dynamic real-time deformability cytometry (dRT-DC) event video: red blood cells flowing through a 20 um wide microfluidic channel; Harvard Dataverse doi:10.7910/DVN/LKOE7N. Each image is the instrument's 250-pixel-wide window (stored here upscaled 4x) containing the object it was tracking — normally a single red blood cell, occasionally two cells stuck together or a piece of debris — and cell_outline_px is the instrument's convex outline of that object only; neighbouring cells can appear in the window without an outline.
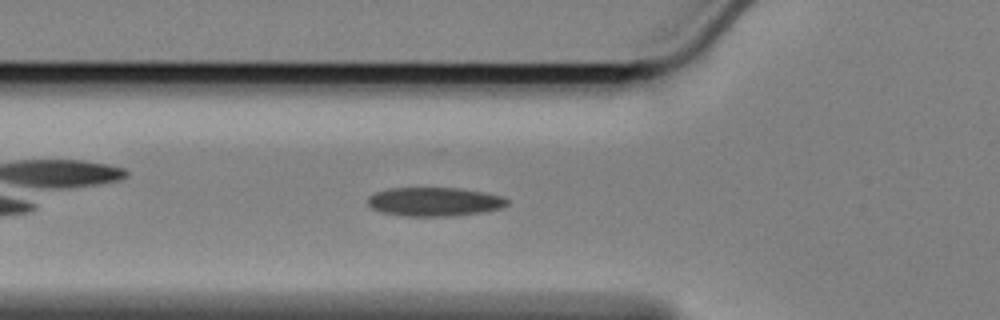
{"species": "Egyptian fruit bat (a non-hibernating species)", "species_latin": "Rousettus aegyptiacus", "temperature_condition": "cold", "stored_images_in_passage": 38, "camera_frame_rate_fps": 3000, "um_per_image_px": 0.085, "animal": {"sex": "female"}, "frame": {"image": 1, "passage_image": 8, "time_ms": 2.333, "image_size_px": [1000, 320], "cell_outline_px": [[508, 204], [500, 208], [484, 212], [452, 216], [404, 216], [380, 212], [372, 208], [368, 204], [368, 196], [372, 192], [388, 188], [460, 188], [484, 192], [504, 196], [508, 200]], "centroid_in_image_um": [36.91, 17.14], "position_along_channel_um": 88.9, "area_um2": 23.7}}
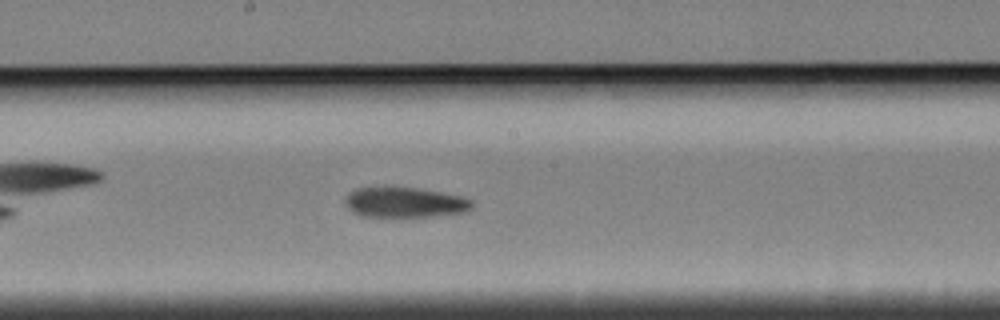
{"frame": {"image": 2, "passage_image": 19, "time_ms": 6.0, "image_size_px": [1000, 320], "cell_outline_px": [[472, 208], [468, 212], [428, 216], [360, 216], [352, 212], [344, 204], [344, 200], [348, 192], [356, 188], [384, 184], [420, 188], [464, 196], [472, 200]], "centroid_in_image_um": [34.35, 17.15], "position_along_channel_um": 213.8, "area_um2": 23.29}}
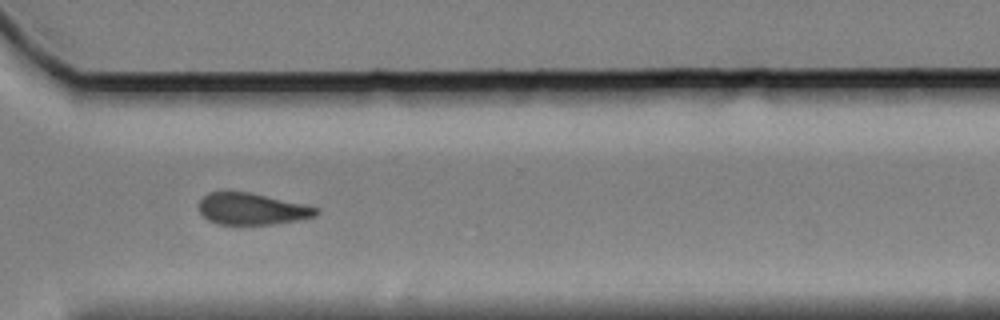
{"frame": {"image": 3, "passage_image": 31, "time_ms": 10.0, "image_size_px": [1000, 320], "cell_outline_px": [[320, 212], [316, 216], [300, 220], [272, 224], [216, 224], [208, 220], [200, 212], [200, 200], [208, 192], [248, 192], [304, 204], [320, 208]], "centroid_in_image_um": [21.45, 17.77], "position_along_channel_um": 349.1, "area_um2": 21.5}, "authors_computed_cell_mechanics": {"area_um2": 23.3223, "velocity_mm_per_s": 3.3884, "shape_relaxation_time_tau1_ms": 6.3136, "shape_relaxation_time_tau2_ms": null, "deformation_change_tau1": 0.1102, "deformation_change_tau2": null}}